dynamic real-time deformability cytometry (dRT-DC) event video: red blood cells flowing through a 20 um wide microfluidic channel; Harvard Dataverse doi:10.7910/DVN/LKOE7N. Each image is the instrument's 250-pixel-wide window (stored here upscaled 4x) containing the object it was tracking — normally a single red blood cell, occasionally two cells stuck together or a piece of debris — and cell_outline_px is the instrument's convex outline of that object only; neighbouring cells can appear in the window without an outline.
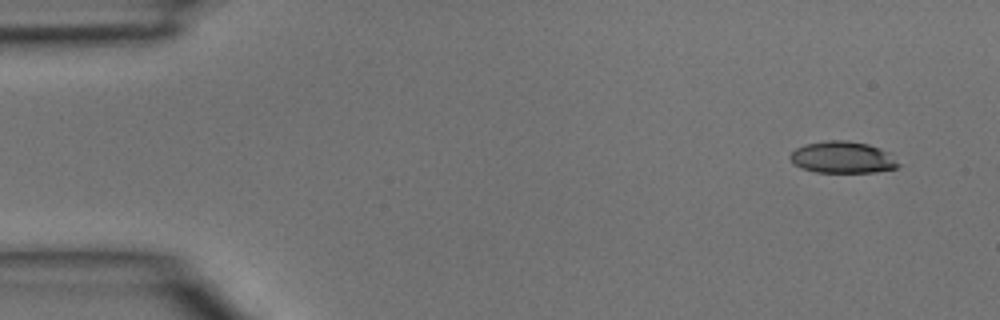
{"species": "common noctule bat (a hibernating species)", "species_latin": "Nyctalus noctula", "temperature_condition": "room temperature", "stored_images_in_passage": 3, "camera_frame_rate_fps": 3000, "um_per_image_px": 0.085, "animal": {"sex": "male", "body_mass_g": 15.6}, "frame": {"image": 1, "passage_image": 1, "time_ms": 0.0, "image_size_px": [1000, 320], "cell_outline_px": [[900, 164], [896, 168], [876, 172], [816, 172], [800, 168], [788, 156], [796, 148], [804, 144], [828, 140], [844, 140], [868, 144], [880, 148], [888, 152]], "centroid_in_image_um": [71.61, 13.37], "position_along_channel_um": 13.4, "area_um2": 19.94}}